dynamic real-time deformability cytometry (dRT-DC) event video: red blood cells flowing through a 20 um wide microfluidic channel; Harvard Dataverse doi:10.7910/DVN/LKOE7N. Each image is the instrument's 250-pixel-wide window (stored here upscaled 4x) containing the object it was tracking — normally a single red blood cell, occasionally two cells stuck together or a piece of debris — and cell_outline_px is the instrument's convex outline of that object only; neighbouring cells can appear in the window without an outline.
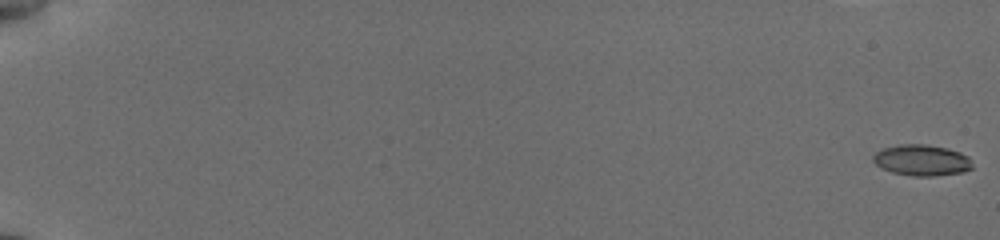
{"species": "common noctule bat (a hibernating species)", "species_latin": "Nyctalus noctula", "temperature_condition": "cold", "stored_images_in_passage": 57, "camera_frame_rate_fps": 3000, "um_per_image_px": 0.085, "animal": {"sex": "female", "body_mass_g": 19.5, "forearm_length_mm": 54.1}, "frame": {"image": 1, "passage_image": 1, "time_ms": 0.0, "image_size_px": [1000, 240], "cell_outline_px": [[972, 168], [964, 172], [932, 176], [912, 176], [892, 172], [876, 164], [872, 160], [872, 156], [876, 152], [884, 148], [900, 144], [924, 144], [948, 148], [960, 152], [968, 156], [972, 164]], "centroid_in_image_um": [78.36, 13.61], "position_along_channel_um": 6.6, "area_um2": 17.92}}
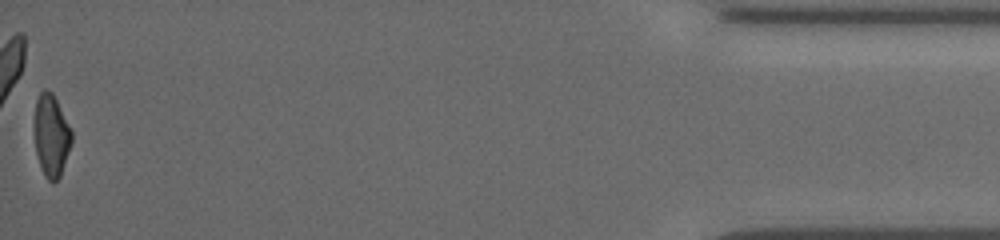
{"frame": {"image": 2, "passage_image": 57, "time_ms": 18.667, "image_size_px": [1000, 240], "cell_outline_px": [[72, 140], [60, 176], [52, 184], [44, 176], [40, 168], [36, 152], [36, 100], [40, 92], [44, 88], [52, 92], [72, 132]], "centroid_in_image_um": [4.36, 11.56], "position_along_channel_um": 430.8, "area_um2": 17.34}, "authors_computed_cell_mechanics": {"area_um2": 18.496, "velocity_mm_per_s": 3.8367, "shape_relaxation_time_tau1_ms": 7.6928, "shape_relaxation_time_tau2_ms": 4.6212, "deformation_change_tau1": 0.1656, "deformation_change_tau2": 0.1044}}